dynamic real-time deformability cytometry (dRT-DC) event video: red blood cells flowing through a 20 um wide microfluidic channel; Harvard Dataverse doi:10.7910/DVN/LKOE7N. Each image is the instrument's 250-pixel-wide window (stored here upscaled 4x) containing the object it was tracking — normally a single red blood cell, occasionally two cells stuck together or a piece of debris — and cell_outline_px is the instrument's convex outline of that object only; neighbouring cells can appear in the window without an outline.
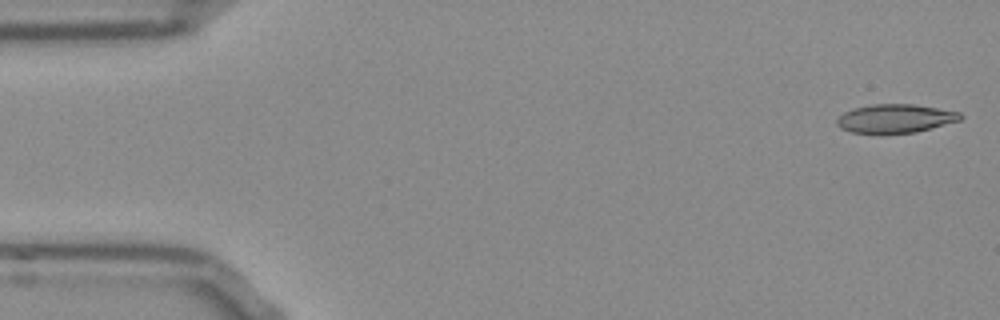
{"species": "Egyptian fruit bat (a non-hibernating species)", "species_latin": "Rousettus aegyptiacus", "temperature_condition": "room temperature", "stored_images_in_passage": 52, "camera_frame_rate_fps": 3000, "um_per_image_px": 0.085, "frame": {"image": 1, "passage_image": 1, "time_ms": 0.0, "image_size_px": [1000, 320], "cell_outline_px": [[964, 116], [960, 120], [916, 132], [880, 136], [852, 132], [840, 128], [836, 124], [836, 120], [844, 112], [852, 108], [872, 104], [912, 104], [960, 112]], "centroid_in_image_um": [76.04, 10.11], "position_along_channel_um": 9.0, "area_um2": 21.15}}
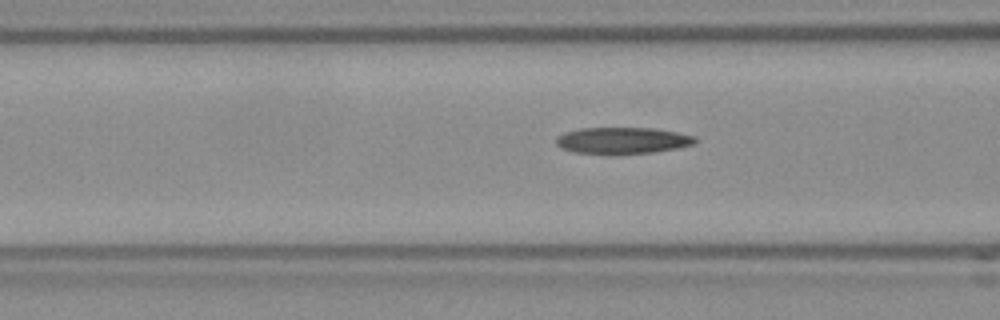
{"frame": {"image": 2, "passage_image": 19, "time_ms": 6.0, "image_size_px": [1000, 320], "cell_outline_px": [[696, 140], [692, 144], [676, 148], [652, 152], [572, 152], [560, 148], [556, 144], [556, 136], [564, 132], [580, 128], [656, 128], [696, 136]], "centroid_in_image_um": [52.88, 11.9], "position_along_channel_um": 113.7, "area_um2": 20.87}}
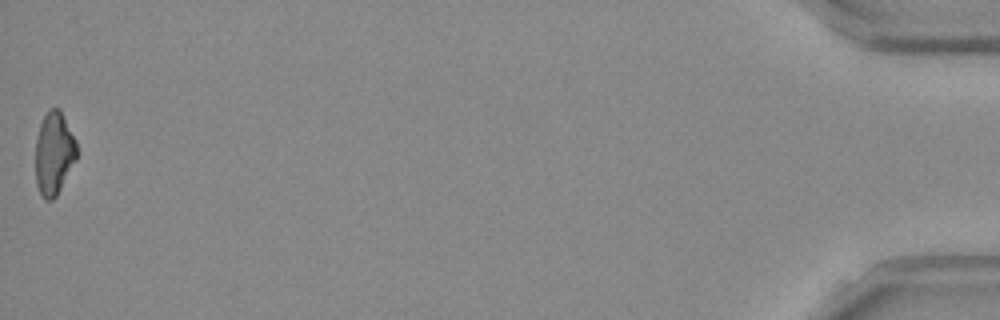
{"frame": {"image": 3, "passage_image": 52, "time_ms": 17.0, "image_size_px": [1000, 320], "cell_outline_px": [[76, 160], [56, 196], [52, 200], [44, 200], [36, 184], [36, 140], [40, 124], [48, 108], [60, 108], [76, 140]], "centroid_in_image_um": [4.59, 13.02], "position_along_channel_um": 430.6, "area_um2": 19.88}, "authors_computed_cell_mechanics": {"area_um2": 21.2126, "velocity_mm_per_s": 3.8179, "shape_relaxation_time_tau1_ms": null, "shape_relaxation_time_tau2_ms": 5.1662, "deformation_change_tau1": null, "deformation_change_tau2": 0.176}}